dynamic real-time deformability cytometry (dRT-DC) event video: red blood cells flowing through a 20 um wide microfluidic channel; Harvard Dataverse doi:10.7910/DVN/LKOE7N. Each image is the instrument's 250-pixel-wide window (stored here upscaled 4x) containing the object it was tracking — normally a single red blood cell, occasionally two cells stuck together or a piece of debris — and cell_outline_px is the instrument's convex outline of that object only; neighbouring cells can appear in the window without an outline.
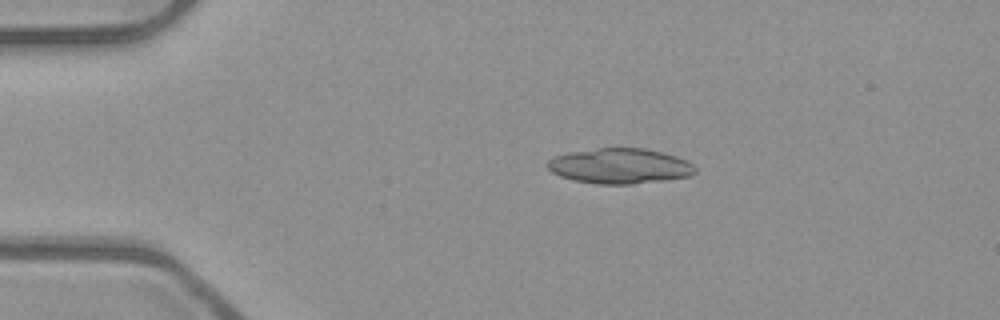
{"species": "common noctule bat (a hibernating species)", "species_latin": "Nyctalus noctula", "temperature_condition": "room temperature", "stored_images_in_passage": 5, "camera_frame_rate_fps": 3000, "um_per_image_px": 0.085, "animal": {"sex": "male", "body_mass_g": 23.1, "forearm_length_mm": 52.7}, "frame": {"image": 1, "passage_image": 3, "time_ms": 0.667, "image_size_px": [1000, 320], "cell_outline_px": [[696, 172], [692, 176], [668, 180], [632, 184], [596, 184], [572, 180], [560, 176], [552, 172], [548, 168], [548, 160], [552, 156], [568, 152], [600, 148], [644, 148], [676, 156], [692, 164], [696, 168]], "centroid_in_image_um": [52.68, 14.12], "position_along_channel_um": 32.3, "area_um2": 30.52}}